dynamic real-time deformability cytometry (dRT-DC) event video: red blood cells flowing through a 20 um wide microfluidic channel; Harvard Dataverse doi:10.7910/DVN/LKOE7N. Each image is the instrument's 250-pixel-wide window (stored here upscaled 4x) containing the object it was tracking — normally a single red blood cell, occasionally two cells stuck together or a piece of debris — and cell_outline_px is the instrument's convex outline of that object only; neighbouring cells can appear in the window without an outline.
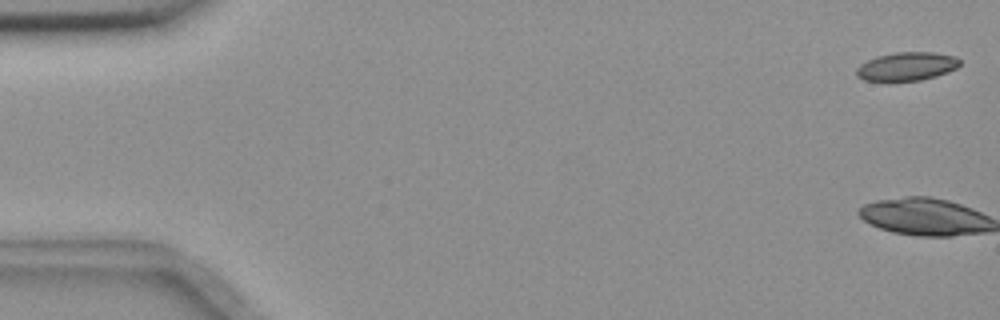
{"species": "common noctule bat (a hibernating species)", "species_latin": "Nyctalus noctula", "temperature_condition": "room temperature", "stored_images_in_passage": 5, "camera_frame_rate_fps": 3000, "um_per_image_px": 0.085, "animal": {"sex": "female", "body_mass_g": 18.4}, "frame": {"image": 1, "passage_image": 1, "time_ms": 0.0, "image_size_px": [1000, 320], "cell_outline_px": [[960, 64], [956, 68], [948, 72], [936, 76], [920, 80], [864, 80], [856, 76], [856, 68], [860, 64], [876, 56], [896, 52], [936, 52], [956, 56], [960, 60]], "centroid_in_image_um": [77.09, 5.62], "position_along_channel_um": 7.9, "area_um2": 17.11}}